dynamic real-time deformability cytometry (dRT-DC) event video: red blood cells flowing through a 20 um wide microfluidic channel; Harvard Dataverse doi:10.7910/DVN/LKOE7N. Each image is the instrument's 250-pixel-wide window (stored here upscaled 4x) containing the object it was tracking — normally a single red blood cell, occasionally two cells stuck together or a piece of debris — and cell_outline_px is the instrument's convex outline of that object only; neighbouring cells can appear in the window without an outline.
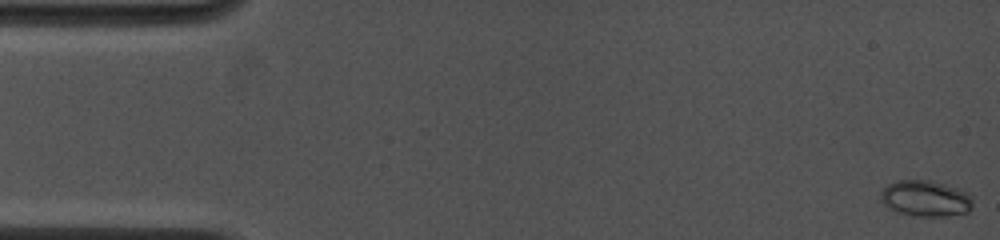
{"species": "common noctule bat (a hibernating species)", "species_latin": "Nyctalus noctula", "temperature_condition": "cold", "stored_images_in_passage": 70, "camera_frame_rate_fps": 4500, "um_per_image_px": 0.085, "animal": {"sex": "female", "body_mass_g": 19.0, "forearm_length_mm": 53.3}, "frame": {"image": 1, "passage_image": 1, "time_ms": 0.0, "image_size_px": [1000, 240], "cell_outline_px": [[972, 208], [968, 212], [944, 216], [912, 216], [896, 212], [888, 208], [880, 200], [880, 192], [888, 184], [896, 180], [928, 180], [944, 184], [968, 192], [972, 196]], "centroid_in_image_um": [78.65, 16.87], "position_along_channel_um": 6.3, "area_um2": 19.54}}
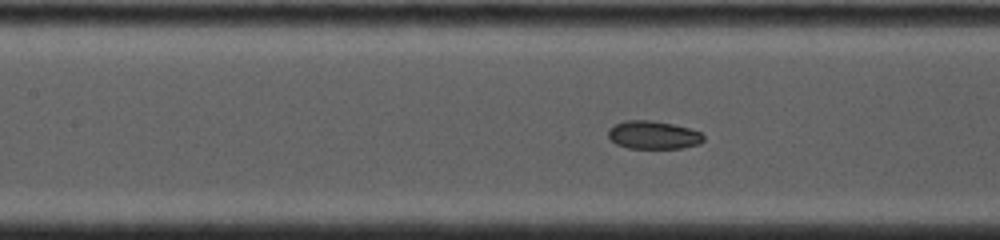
{"frame": {"image": 2, "passage_image": 32, "time_ms": 6.889, "image_size_px": [1000, 240], "cell_outline_px": [[704, 140], [700, 144], [684, 148], [628, 148], [616, 144], [608, 136], [608, 128], [624, 120], [652, 120], [672, 124], [688, 128], [700, 132], [704, 136]], "centroid_in_image_um": [55.53, 11.47], "position_along_channel_um": 151.9, "area_um2": 15.66}}
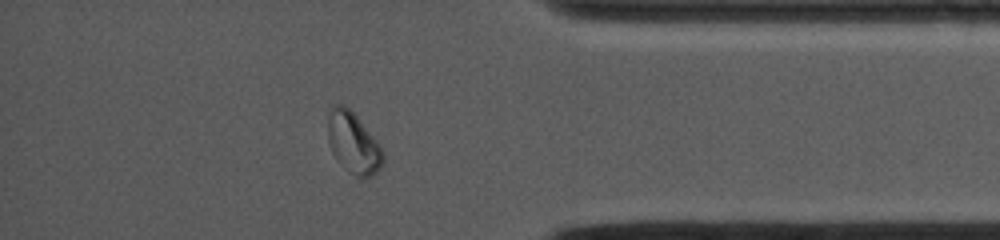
{"frame": {"image": 3, "passage_image": 61, "time_ms": 13.333, "image_size_px": [1000, 240], "cell_outline_px": [[384, 160], [380, 168], [372, 176], [364, 180], [348, 172], [336, 160], [332, 152], [328, 140], [328, 108], [332, 104], [344, 104], [356, 116], [380, 144], [384, 152]], "centroid_in_image_um": [30.02, 12.16], "position_along_channel_um": 405.2, "area_um2": 20.0}, "authors_computed_cell_mechanics": {"area_um2": 16.5019, "velocity_mm_per_s": 4.077, "shape_relaxation_time_tau1_ms": 4.8276, "shape_relaxation_time_tau2_ms": 1.4752, "deformation_change_tau1": 0.1396, "deformation_change_tau2": 0.0452}}